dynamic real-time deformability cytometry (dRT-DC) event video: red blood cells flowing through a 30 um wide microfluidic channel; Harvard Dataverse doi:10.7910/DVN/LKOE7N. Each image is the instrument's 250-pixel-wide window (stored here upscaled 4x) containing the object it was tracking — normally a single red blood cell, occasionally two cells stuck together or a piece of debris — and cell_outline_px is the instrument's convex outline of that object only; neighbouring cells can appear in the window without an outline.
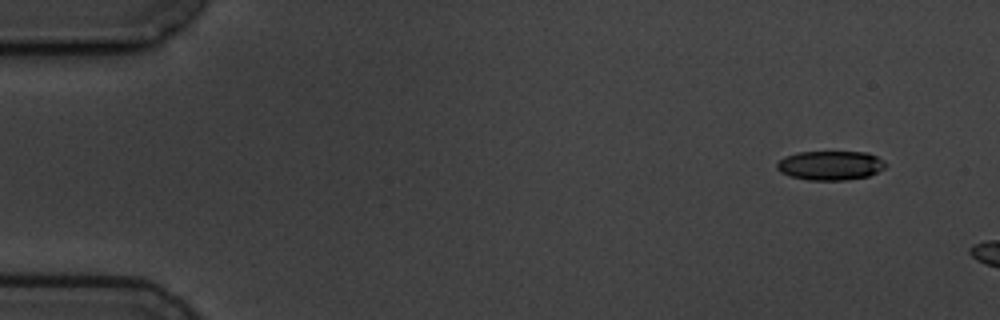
{"species": "common noctule bat (a hibernating species)", "species_latin": "Nyctalus noctula", "temperature_condition": "cold", "stored_images_in_passage": 3, "camera_frame_rate_fps": 3000, "um_per_image_px": 0.085, "animal": {"sex": "male", "body_mass_g": 19.5, "forearm_length_mm": 54.6}, "frame": {"image": 1, "passage_image": 1, "time_ms": 0.0, "image_size_px": [1000, 320], "cell_outline_px": [[884, 168], [868, 176], [848, 180], [808, 180], [792, 176], [780, 172], [776, 168], [776, 164], [784, 156], [796, 152], [868, 152], [884, 160]], "centroid_in_image_um": [70.56, 14.06], "position_along_channel_um": 14.4, "area_um2": 18.5}}